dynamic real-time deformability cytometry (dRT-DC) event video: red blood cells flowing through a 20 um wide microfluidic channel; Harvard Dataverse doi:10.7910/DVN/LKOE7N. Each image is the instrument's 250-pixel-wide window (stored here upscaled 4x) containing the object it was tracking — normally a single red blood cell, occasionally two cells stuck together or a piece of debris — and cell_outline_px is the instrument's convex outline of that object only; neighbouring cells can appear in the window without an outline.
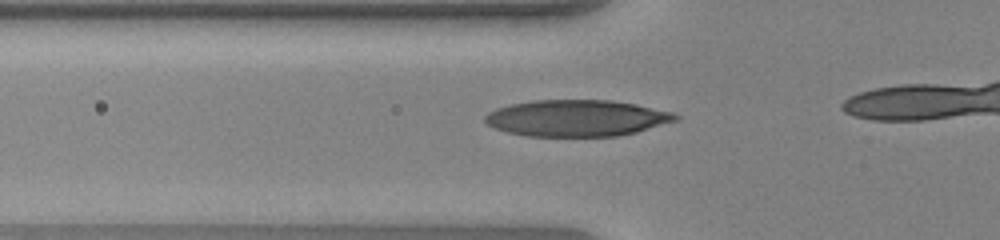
{"species": "human", "species_latin": "Homo sapiens", "temperature_condition": "warm", "stored_images_in_passage": 35, "camera_frame_rate_fps": 3000, "um_per_image_px": 0.085, "donor": {"sex": "female"}, "frame": {"image": 1, "passage_image": 11, "time_ms": 3.333, "image_size_px": [1000, 240], "cell_outline_px": [[680, 120], [636, 132], [616, 136], [528, 136], [508, 132], [496, 128], [488, 124], [484, 120], [484, 116], [488, 112], [496, 108], [508, 104], [532, 100], [612, 100], [636, 104], [672, 112], [680, 116]], "centroid_in_image_um": [49.03, 10.03], "position_along_channel_um": 76.8, "area_um2": 40.63}}
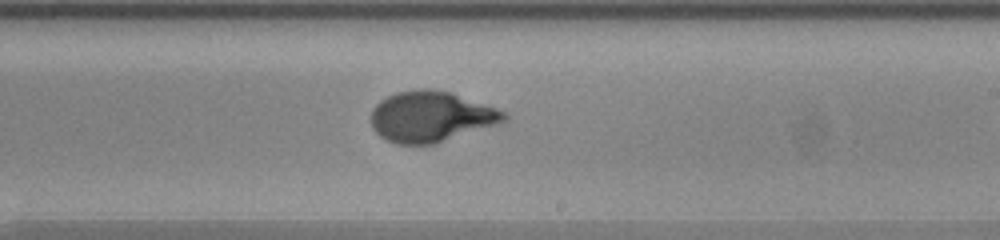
{"frame": {"image": 2, "passage_image": 24, "time_ms": 7.667, "image_size_px": [1000, 240], "cell_outline_px": [[508, 120], [436, 144], [396, 144], [380, 136], [372, 128], [372, 108], [380, 100], [396, 92], [420, 88], [432, 88], [452, 92], [496, 108], [504, 112], [508, 116]], "centroid_in_image_um": [36.62, 9.9], "position_along_channel_um": 252.4, "area_um2": 39.3}}
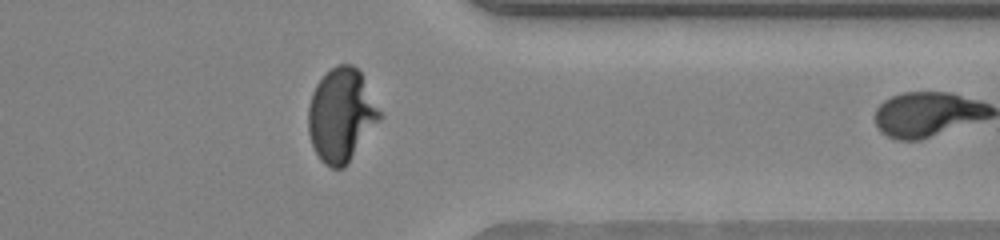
{"frame": {"image": 3, "passage_image": 34, "time_ms": 11.0, "image_size_px": [1000, 240], "cell_outline_px": [[384, 116], [348, 164], [344, 168], [332, 168], [324, 164], [320, 160], [312, 144], [308, 132], [308, 108], [312, 92], [316, 84], [336, 64], [352, 64], [360, 72]], "centroid_in_image_um": [29.03, 9.81], "position_along_channel_um": 382.4, "area_um2": 39.07}}